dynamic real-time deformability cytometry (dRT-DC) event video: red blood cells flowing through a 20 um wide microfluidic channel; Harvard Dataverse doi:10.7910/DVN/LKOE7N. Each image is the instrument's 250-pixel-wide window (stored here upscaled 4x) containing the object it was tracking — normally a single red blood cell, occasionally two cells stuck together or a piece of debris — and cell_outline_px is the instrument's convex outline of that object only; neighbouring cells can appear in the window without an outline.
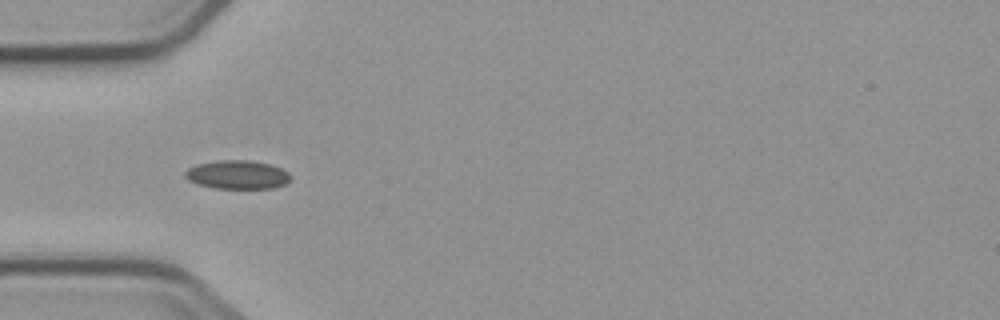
{"species": "common noctule bat (a hibernating species)", "species_latin": "Nyctalus noctula", "temperature_condition": "cold", "stored_images_in_passage": 7, "camera_frame_rate_fps": 3000, "um_per_image_px": 0.085, "animal": {"sex": "male", "body_mass_g": 23.1, "forearm_length_mm": 52.7}, "frame": {"image": 1, "passage_image": 4, "time_ms": 3.333, "image_size_px": [1000, 320], "cell_outline_px": [[292, 176], [284, 184], [272, 188], [212, 188], [196, 184], [188, 180], [184, 176], [184, 172], [188, 168], [200, 164], [220, 160], [248, 160], [268, 164], [280, 168], [288, 172]], "centroid_in_image_um": [20.15, 14.85], "position_along_channel_um": 64.9, "area_um2": 17.46}}
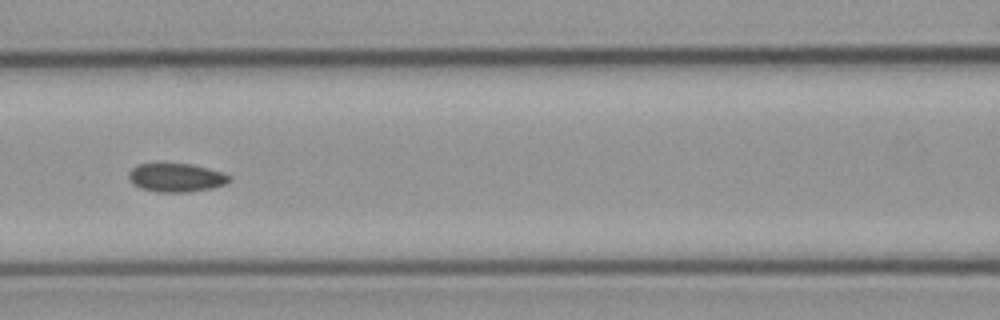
{"frame": {"image": 2, "passage_image": 6, "time_ms": 5.667, "image_size_px": [1000, 320], "cell_outline_px": [[232, 180], [224, 184], [212, 188], [188, 192], [156, 192], [140, 188], [132, 184], [128, 176], [128, 172], [136, 164], [192, 164], [224, 172], [232, 176]], "centroid_in_image_um": [14.98, 15.1], "position_along_channel_um": 151.6, "area_um2": 16.94}}
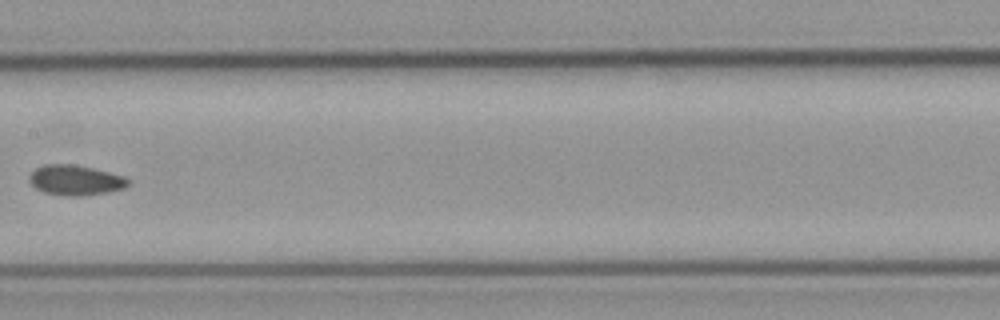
{"frame": {"image": 3, "passage_image": 7, "time_ms": 7.0, "image_size_px": [1000, 320], "cell_outline_px": [[132, 184], [124, 188], [108, 192], [84, 196], [64, 196], [44, 192], [36, 188], [28, 180], [28, 176], [36, 168], [44, 164], [72, 164], [92, 168], [124, 176], [132, 180]], "centroid_in_image_um": [6.44, 15.32], "position_along_channel_um": 201.0, "area_um2": 17.57}}